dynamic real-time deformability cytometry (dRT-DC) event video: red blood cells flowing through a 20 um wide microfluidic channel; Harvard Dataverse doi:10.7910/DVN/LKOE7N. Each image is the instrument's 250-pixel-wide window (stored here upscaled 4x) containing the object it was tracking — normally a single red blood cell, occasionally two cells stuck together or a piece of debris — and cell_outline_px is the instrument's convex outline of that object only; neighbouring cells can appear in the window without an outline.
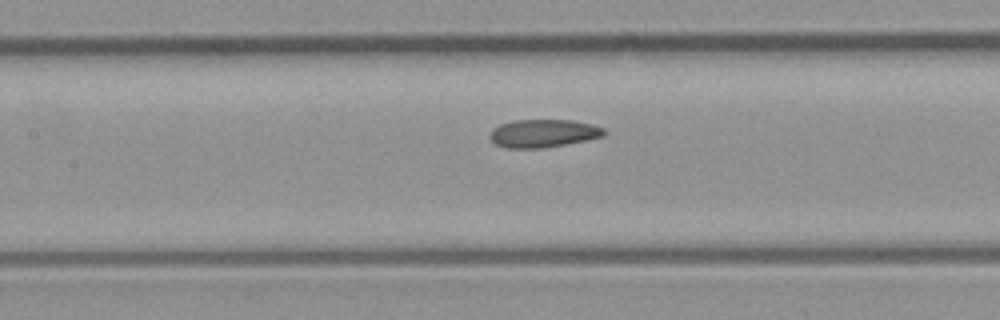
{"species": "common noctule bat (a hibernating species)", "species_latin": "Nyctalus noctula", "temperature_condition": "room temperature", "stored_images_in_passage": 7, "camera_frame_rate_fps": 3000, "um_per_image_px": 0.085, "animal": {"sex": "male", "body_mass_g": 23.1, "forearm_length_mm": 52.7}, "frame": {"image": 1, "passage_image": 7, "time_ms": 7.667, "image_size_px": [1000, 320], "cell_outline_px": [[608, 132], [604, 136], [544, 148], [508, 148], [496, 144], [488, 136], [488, 132], [492, 128], [500, 124], [512, 120], [572, 120], [592, 124], [604, 128]], "centroid_in_image_um": [46.15, 11.32], "position_along_channel_um": 161.2, "area_um2": 18.73}}